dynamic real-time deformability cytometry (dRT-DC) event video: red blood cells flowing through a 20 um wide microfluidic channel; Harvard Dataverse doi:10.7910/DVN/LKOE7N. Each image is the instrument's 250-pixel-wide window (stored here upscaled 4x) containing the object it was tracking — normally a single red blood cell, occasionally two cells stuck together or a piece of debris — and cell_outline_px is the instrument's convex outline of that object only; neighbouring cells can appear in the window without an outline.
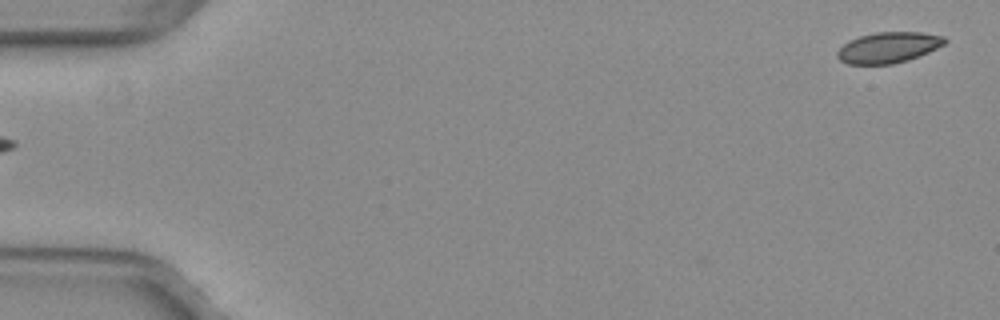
{"species": "common noctule bat (a hibernating species)", "species_latin": "Nyctalus noctula", "temperature_condition": "warm", "stored_images_in_passage": 5, "camera_frame_rate_fps": 3000, "um_per_image_px": 0.085, "animal": {"sex": "female", "body_mass_g": 29.2, "forearm_length_mm": 56.3}, "frame": {"image": 1, "passage_image": 1, "time_ms": 0.0, "image_size_px": [1000, 320], "cell_outline_px": [[948, 40], [944, 44], [928, 52], [908, 60], [892, 64], [848, 64], [840, 60], [836, 56], [836, 52], [848, 40], [860, 36], [876, 32], [920, 32], [944, 36]], "centroid_in_image_um": [75.5, 4.03], "position_along_channel_um": 9.5, "area_um2": 19.25}}